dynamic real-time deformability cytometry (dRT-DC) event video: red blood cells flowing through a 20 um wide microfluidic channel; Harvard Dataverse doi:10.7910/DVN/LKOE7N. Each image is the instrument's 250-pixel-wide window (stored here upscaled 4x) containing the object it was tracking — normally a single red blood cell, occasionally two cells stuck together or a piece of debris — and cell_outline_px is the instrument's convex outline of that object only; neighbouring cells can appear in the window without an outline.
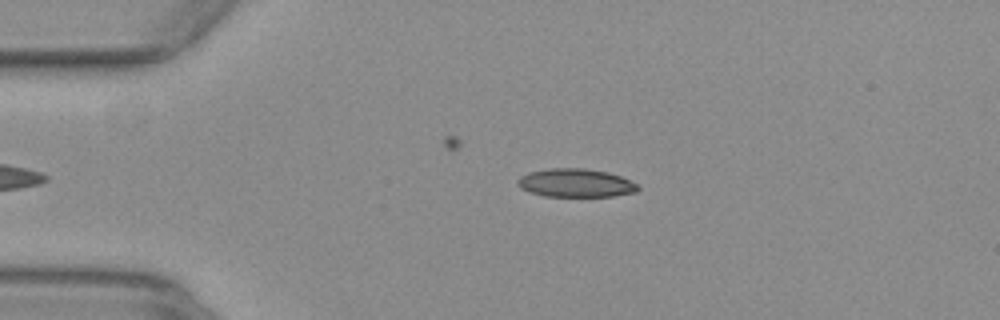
{"species": "common noctule bat (a hibernating species)", "species_latin": "Nyctalus noctula", "temperature_condition": "warm", "stored_images_in_passage": 37, "camera_frame_rate_fps": 3000, "um_per_image_px": 0.085, "animal": {"sex": "female", "body_mass_g": 29.2, "forearm_length_mm": 56.3}, "frame": {"image": 1, "passage_image": 2, "time_ms": 0.333, "image_size_px": [1000, 320], "cell_outline_px": [[640, 188], [636, 192], [612, 196], [544, 196], [520, 188], [516, 184], [516, 180], [520, 176], [528, 172], [552, 168], [584, 168], [608, 172], [620, 176], [636, 184]], "centroid_in_image_um": [48.9, 15.54], "position_along_channel_um": 36.1, "area_um2": 19.83}}
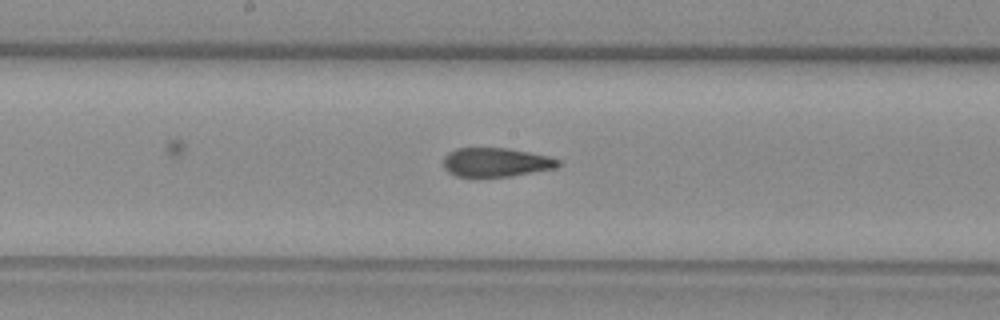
{"frame": {"image": 2, "passage_image": 18, "time_ms": 5.667, "image_size_px": [1000, 320], "cell_outline_px": [[560, 164], [556, 168], [508, 176], [456, 176], [448, 172], [444, 168], [444, 156], [448, 152], [456, 148], [508, 148], [548, 156], [560, 160]], "centroid_in_image_um": [42.14, 13.78], "position_along_channel_um": 206.1, "area_um2": 19.19}}
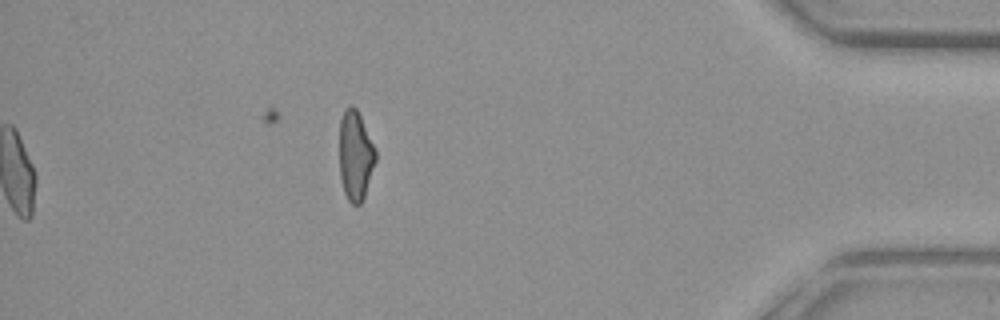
{"frame": {"image": 3, "passage_image": 37, "time_ms": 12.0, "image_size_px": [1000, 320], "cell_outline_px": [[376, 160], [364, 200], [360, 204], [352, 204], [348, 200], [344, 192], [340, 180], [340, 120], [344, 108], [352, 104], [356, 108], [376, 148]], "centroid_in_image_um": [30.22, 13.24], "position_along_channel_um": 405.0, "area_um2": 19.13}, "authors_computed_cell_mechanics": {"area_um2": 20.3456, "velocity_mm_per_s": 3.9385, "shape_relaxation_time_tau1_ms": null, "shape_relaxation_time_tau2_ms": 2.264, "deformation_change_tau1": null, "deformation_change_tau2": 0.0887}}